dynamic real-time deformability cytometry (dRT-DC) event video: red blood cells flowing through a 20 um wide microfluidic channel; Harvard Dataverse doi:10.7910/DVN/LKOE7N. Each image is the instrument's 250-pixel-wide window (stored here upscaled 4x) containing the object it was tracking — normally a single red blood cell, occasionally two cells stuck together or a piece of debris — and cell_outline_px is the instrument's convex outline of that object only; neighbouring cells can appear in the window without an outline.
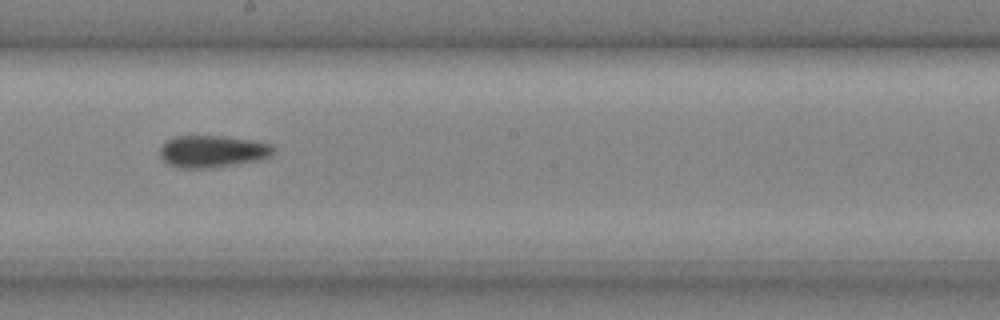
{"species": "common noctule bat (a hibernating species)", "species_latin": "Nyctalus noctula", "temperature_condition": "cold", "stored_images_in_passage": 26, "camera_frame_rate_fps": 3000, "um_per_image_px": 0.085, "animal": {"sex": "male", "body_mass_g": 20.4}, "frame": {"image": 1, "passage_image": 12, "time_ms": 3.667, "image_size_px": [1000, 320], "cell_outline_px": [[276, 148], [268, 156], [260, 160], [208, 168], [180, 168], [168, 164], [160, 156], [160, 148], [168, 140], [176, 136], [224, 136], [252, 140], [272, 144]], "centroid_in_image_um": [18.06, 12.86], "position_along_channel_um": 230.1, "area_um2": 21.04}}
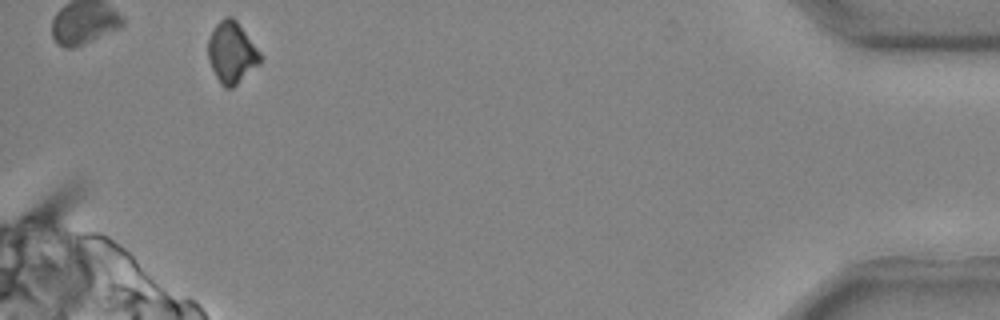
{"frame": {"image": 2, "passage_image": 26, "time_ms": 8.333, "image_size_px": [1000, 320], "cell_outline_px": [[264, 60], [260, 64], [232, 88], [224, 88], [220, 84], [208, 60], [208, 36], [216, 24], [224, 16], [232, 16], [236, 20], [264, 56]], "centroid_in_image_um": [19.71, 4.46], "position_along_channel_um": 415.5, "area_um2": 18.96}}